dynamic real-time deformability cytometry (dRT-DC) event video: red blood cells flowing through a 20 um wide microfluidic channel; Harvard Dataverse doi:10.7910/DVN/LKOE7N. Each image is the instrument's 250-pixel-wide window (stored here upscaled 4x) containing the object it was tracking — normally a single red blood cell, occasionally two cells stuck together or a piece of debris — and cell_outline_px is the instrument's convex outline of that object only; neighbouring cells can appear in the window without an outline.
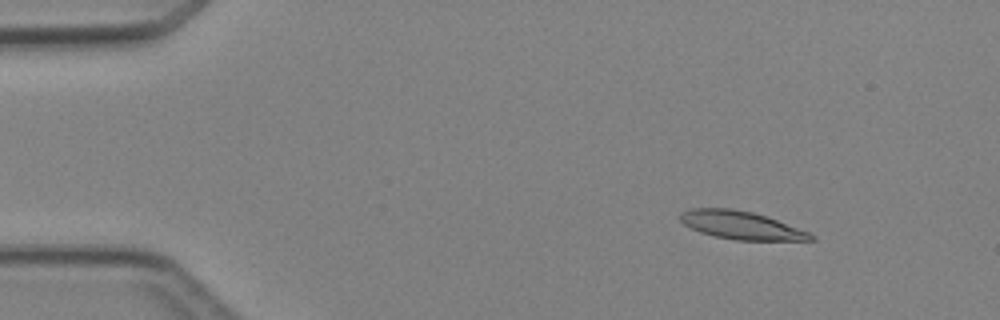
{"species": "Egyptian fruit bat (a non-hibernating species)", "species_latin": "Rousettus aegyptiacus", "temperature_condition": "cold", "stored_images_in_passage": 5, "camera_frame_rate_fps": 3000, "um_per_image_px": 0.085, "animal": {"sex": "female"}, "frame": {"image": 1, "passage_image": 2, "time_ms": 1.333, "image_size_px": [1000, 320], "cell_outline_px": [[816, 240], [736, 240], [716, 236], [700, 232], [684, 224], [680, 220], [680, 212], [688, 208], [732, 208], [752, 212], [776, 220], [808, 232], [816, 236]], "centroid_in_image_um": [62.96, 19.14], "position_along_channel_um": 22.0, "area_um2": 21.1}}